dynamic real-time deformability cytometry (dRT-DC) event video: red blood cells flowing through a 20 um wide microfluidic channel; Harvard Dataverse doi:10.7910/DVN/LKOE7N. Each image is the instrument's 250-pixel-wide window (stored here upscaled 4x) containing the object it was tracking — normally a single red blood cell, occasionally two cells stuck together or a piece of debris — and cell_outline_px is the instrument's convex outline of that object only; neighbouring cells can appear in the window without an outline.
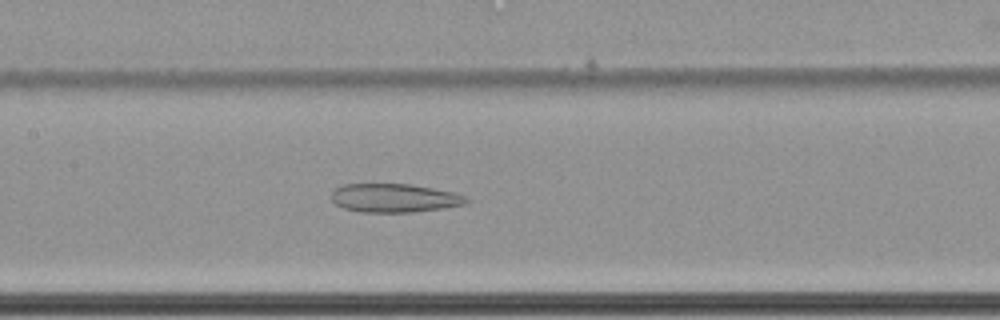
{"species": "common noctule bat (a hibernating species)", "species_latin": "Nyctalus noctula", "temperature_condition": "cold", "stored_images_in_passage": 65, "camera_frame_rate_fps": 3000, "um_per_image_px": 0.085, "animal": {"sex": "female", "body_mass_g": 22.7, "forearm_length_mm": 54.2}, "frame": {"image": 1, "passage_image": 35, "time_ms": 11.333, "image_size_px": [1000, 320], "cell_outline_px": [[472, 200], [464, 204], [444, 208], [412, 212], [360, 212], [344, 208], [336, 204], [332, 200], [332, 192], [340, 184], [412, 184], [456, 192]], "centroid_in_image_um": [33.54, 16.82], "position_along_channel_um": 173.9, "area_um2": 22.66}}
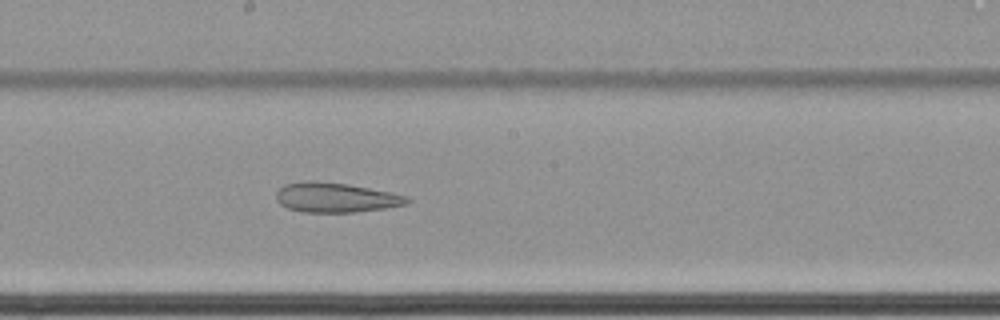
{"frame": {"image": 2, "passage_image": 39, "time_ms": 12.667, "image_size_px": [1000, 320], "cell_outline_px": [[412, 200], [408, 204], [384, 208], [356, 212], [300, 212], [288, 208], [280, 204], [276, 200], [276, 192], [284, 184], [312, 180], [316, 180], [348, 184], [408, 196]], "centroid_in_image_um": [28.52, 16.79], "position_along_channel_um": 219.7, "area_um2": 22.72}}
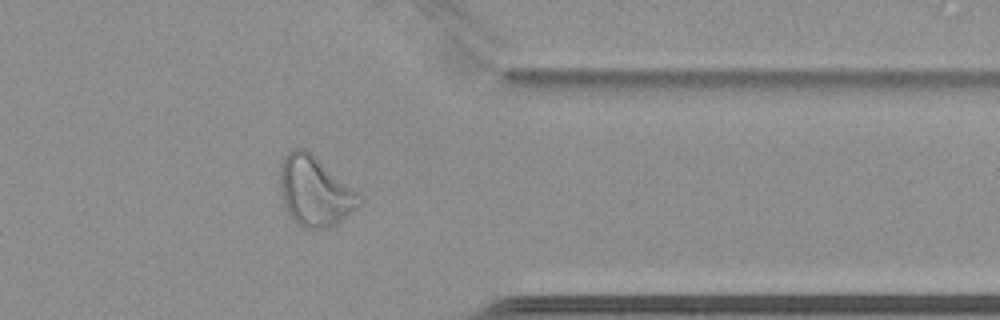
{"frame": {"image": 3, "passage_image": 54, "time_ms": 17.667, "image_size_px": [1000, 320], "cell_outline_px": [[360, 204], [356, 208], [336, 224], [328, 228], [304, 228], [296, 224], [288, 216], [284, 208], [280, 196], [280, 164], [284, 156], [292, 148], [304, 148], [312, 152], [352, 188], [356, 192], [360, 200]], "centroid_in_image_um": [26.68, 16.25], "position_along_channel_um": 384.7, "area_um2": 32.31}}